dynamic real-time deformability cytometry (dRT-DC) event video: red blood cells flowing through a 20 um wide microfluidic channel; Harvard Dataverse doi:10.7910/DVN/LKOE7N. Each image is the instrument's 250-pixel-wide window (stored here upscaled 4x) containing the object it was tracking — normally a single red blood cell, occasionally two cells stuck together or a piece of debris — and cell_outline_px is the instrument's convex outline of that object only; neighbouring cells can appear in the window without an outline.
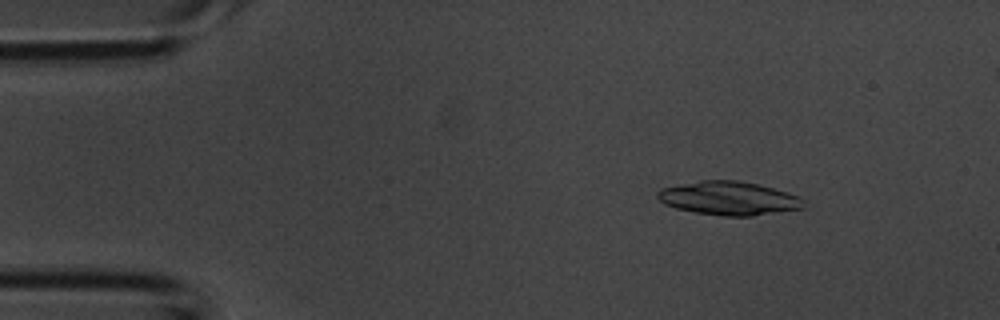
{"species": "common noctule bat (a hibernating species)", "species_latin": "Nyctalus noctula", "temperature_condition": "room temperature", "stored_images_in_passage": 41, "camera_frame_rate_fps": 3000, "um_per_image_px": 0.085, "animal": {"sex": "male", "body_mass_g": 20.1, "forearm_length_mm": 53.5}, "frame": {"image": 1, "passage_image": 4, "time_ms": 1.0, "image_size_px": [1000, 320], "cell_outline_px": [[804, 208], [752, 216], [720, 216], [696, 212], [676, 208], [664, 204], [656, 196], [656, 192], [660, 188], [700, 180], [740, 180], [788, 192], [804, 200]], "centroid_in_image_um": [61.92, 16.85], "position_along_channel_um": 23.1, "area_um2": 28.61}}
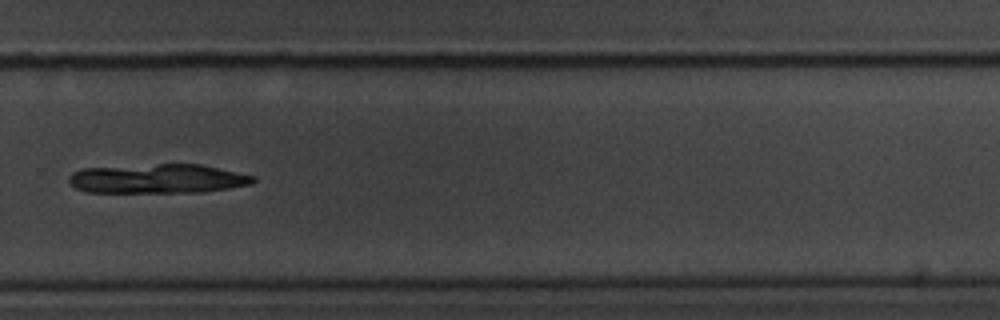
{"frame": {"image": 2, "passage_image": 27, "time_ms": 8.667, "image_size_px": [1000, 320], "cell_outline_px": [[256, 180], [252, 184], [204, 192], [88, 192], [76, 188], [68, 180], [68, 176], [72, 172], [84, 168], [160, 164], [200, 164], [256, 176]], "centroid_in_image_um": [13.42, 15.19], "position_along_channel_um": 316.4, "area_um2": 31.39}}
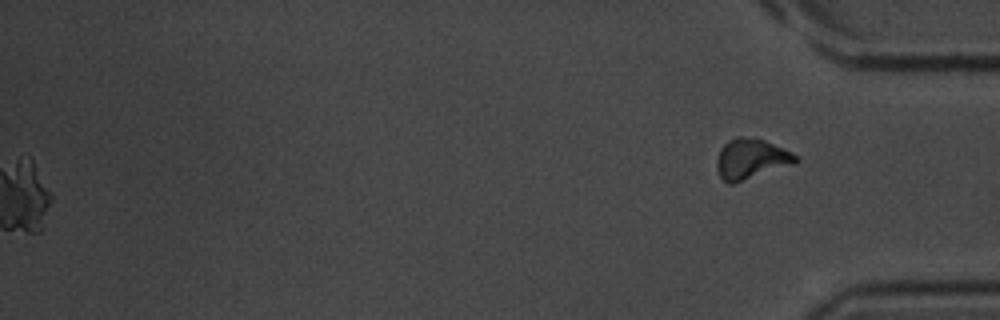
{"frame": {"image": 3, "passage_image": 41, "time_ms": 13.333, "image_size_px": [1000, 320], "cell_outline_px": [[800, 160], [796, 164], [732, 184], [728, 184], [720, 176], [716, 168], [716, 160], [720, 148], [728, 140], [736, 136], [740, 136], [764, 140], [784, 148], [800, 156]], "centroid_in_image_um": [63.87, 13.51], "position_along_channel_um": 371.3, "area_um2": 18.84}}